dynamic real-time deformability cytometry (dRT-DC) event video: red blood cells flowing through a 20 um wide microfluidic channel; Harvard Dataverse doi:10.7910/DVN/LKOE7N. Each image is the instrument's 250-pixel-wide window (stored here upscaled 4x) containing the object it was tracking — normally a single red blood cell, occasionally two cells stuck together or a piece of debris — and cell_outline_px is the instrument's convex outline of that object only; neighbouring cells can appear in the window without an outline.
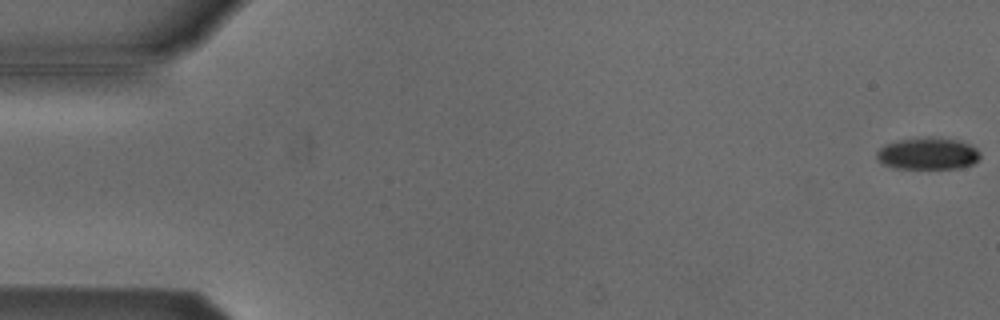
{"species": "Egyptian fruit bat (a non-hibernating species)", "species_latin": "Rousettus aegyptiacus", "temperature_condition": "cold", "stored_images_in_passage": 54, "camera_frame_rate_fps": 3000, "um_per_image_px": 0.085, "animal": {"sex": "male"}, "frame": {"image": 1, "passage_image": 1, "time_ms": 0.0, "image_size_px": [1000, 320], "cell_outline_px": [[980, 156], [972, 164], [956, 168], [896, 168], [884, 164], [876, 156], [876, 152], [884, 144], [896, 140], [924, 136], [936, 136], [960, 140], [976, 148], [980, 152]], "centroid_in_image_um": [78.85, 13.02], "position_along_channel_um": 6.1, "area_um2": 19.42}}
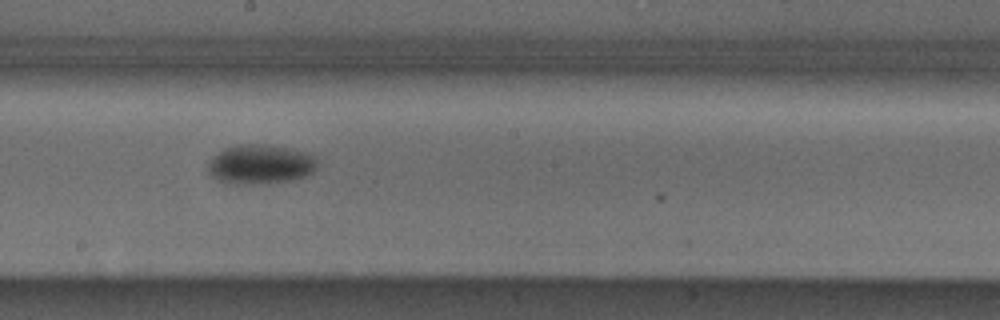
{"frame": {"image": 2, "passage_image": 30, "time_ms": 9.667, "image_size_px": [1000, 320], "cell_outline_px": [[316, 168], [312, 172], [304, 176], [292, 180], [248, 184], [236, 184], [220, 180], [212, 176], [208, 172], [208, 160], [212, 156], [224, 148], [236, 144], [264, 144], [292, 148], [316, 156]], "centroid_in_image_um": [22.11, 13.94], "position_along_channel_um": 226.1, "area_um2": 25.14}}
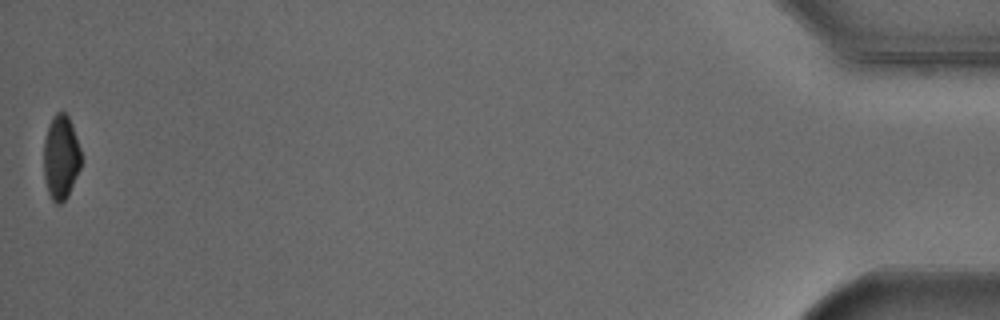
{"frame": {"image": 3, "passage_image": 54, "time_ms": 17.667, "image_size_px": [1000, 320], "cell_outline_px": [[80, 168], [68, 196], [60, 204], [56, 204], [52, 200], [48, 192], [44, 176], [44, 140], [48, 124], [52, 116], [56, 112], [64, 112], [68, 116], [72, 124], [80, 148]], "centroid_in_image_um": [5.16, 13.36], "position_along_channel_um": 430.0, "area_um2": 18.38}, "authors_computed_cell_mechanics": {"area_um2": 21.5594, "velocity_mm_per_s": 3.8251, "shape_relaxation_time_tau1_ms": 2.2747, "shape_relaxation_time_tau2_ms": null, "deformation_change_tau1": 0.0805, "deformation_change_tau2": null}}